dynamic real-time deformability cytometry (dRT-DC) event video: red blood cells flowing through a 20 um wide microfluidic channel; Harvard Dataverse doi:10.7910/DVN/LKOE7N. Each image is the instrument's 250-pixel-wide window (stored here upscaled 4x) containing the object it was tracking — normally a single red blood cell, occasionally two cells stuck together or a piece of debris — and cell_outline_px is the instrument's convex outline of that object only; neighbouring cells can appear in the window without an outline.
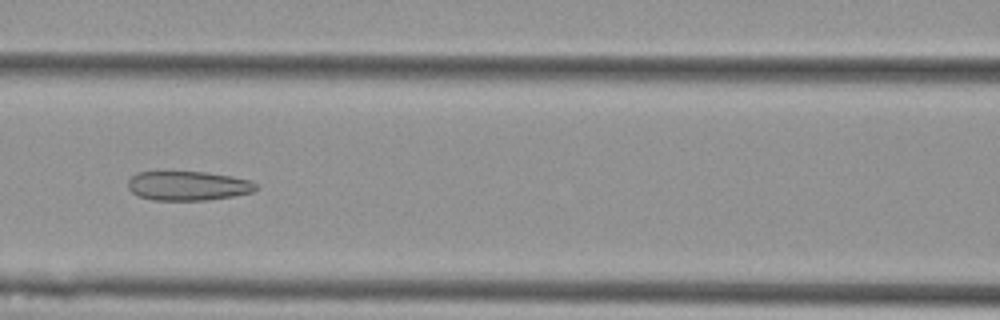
{"species": "Egyptian fruit bat (a non-hibernating species)", "species_latin": "Rousettus aegyptiacus", "temperature_condition": "cold", "stored_images_in_passage": 8, "camera_frame_rate_fps": 3000, "um_per_image_px": 0.085, "animal": {"sex": "female"}, "frame": {"image": 1, "passage_image": 7, "time_ms": 2.0, "image_size_px": [1000, 320], "cell_outline_px": [[260, 188], [252, 192], [232, 196], [208, 200], [152, 200], [136, 196], [128, 188], [128, 180], [136, 172], [204, 172], [232, 176], [248, 180], [256, 184]], "centroid_in_image_um": [15.96, 15.8], "position_along_channel_um": 150.6, "area_um2": 21.91}}
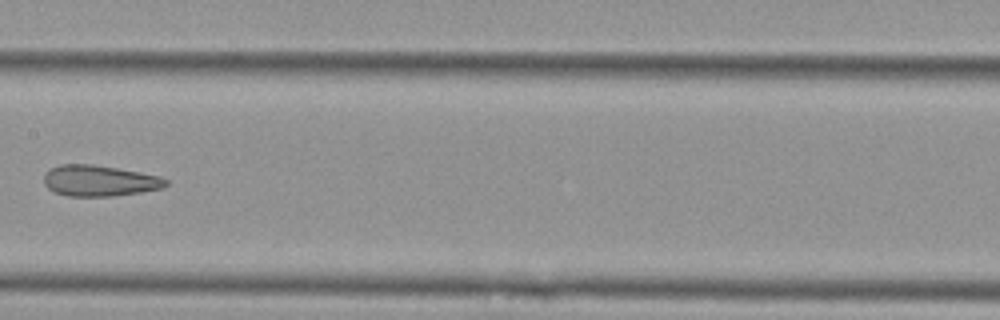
{"frame": {"image": 2, "passage_image": 8, "time_ms": 2.333, "image_size_px": [1000, 320], "cell_outline_px": [[168, 184], [160, 188], [140, 192], [112, 196], [68, 196], [56, 192], [48, 188], [44, 184], [44, 172], [60, 164], [92, 164], [140, 172], [160, 176], [168, 180]], "centroid_in_image_um": [8.43, 15.35], "position_along_channel_um": 199.0, "area_um2": 21.91}}